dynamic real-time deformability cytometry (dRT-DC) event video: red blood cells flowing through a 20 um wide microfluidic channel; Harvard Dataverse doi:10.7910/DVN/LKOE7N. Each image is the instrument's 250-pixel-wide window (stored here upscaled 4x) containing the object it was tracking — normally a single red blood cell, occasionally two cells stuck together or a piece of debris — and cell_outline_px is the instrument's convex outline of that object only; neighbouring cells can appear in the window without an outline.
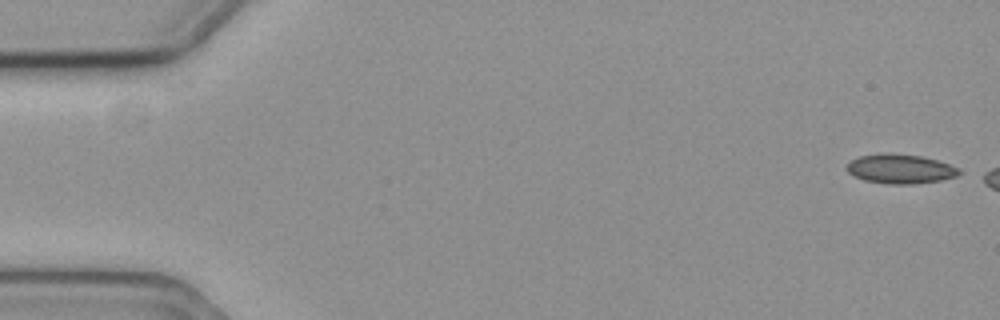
{"species": "common noctule bat (a hibernating species)", "species_latin": "Nyctalus noctula", "temperature_condition": "cold", "stored_images_in_passage": 3, "camera_frame_rate_fps": 3000, "um_per_image_px": 0.085, "animal": {"sex": "female", "body_mass_g": 19.3, "forearm_length_mm": 54.1}, "frame": {"image": 1, "passage_image": 1, "time_ms": 0.0, "image_size_px": [1000, 320], "cell_outline_px": [[964, 172], [956, 176], [940, 180], [912, 184], [888, 184], [864, 180], [848, 172], [844, 168], [852, 160], [860, 156], [880, 152], [888, 152], [920, 156], [936, 160], [960, 168]], "centroid_in_image_um": [76.52, 14.34], "position_along_channel_um": 8.5, "area_um2": 19.31}}